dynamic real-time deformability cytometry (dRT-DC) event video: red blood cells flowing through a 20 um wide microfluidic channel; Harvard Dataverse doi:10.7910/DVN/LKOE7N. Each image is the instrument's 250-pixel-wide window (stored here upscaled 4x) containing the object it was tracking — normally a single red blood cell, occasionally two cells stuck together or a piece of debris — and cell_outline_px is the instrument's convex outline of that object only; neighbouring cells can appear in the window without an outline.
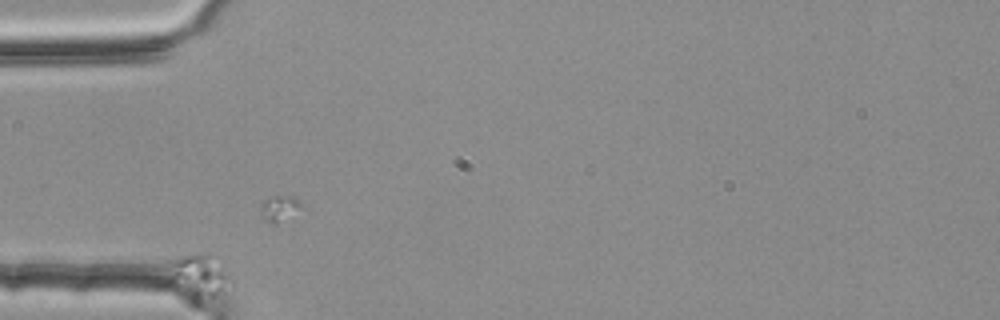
{"species": "common noctule bat (a hibernating species)", "species_latin": "Nyctalus noctula", "temperature_condition": "room temperature", "stored_images_in_passage": 3, "camera_frame_rate_fps": 3000, "um_per_image_px": 0.085, "animal": {"sex": "female", "body_mass_g": 25.1}, "frame": {"image": 1, "passage_image": 2, "time_ms": 0.333, "image_size_px": [1000, 320], "cell_outline_px": [[232, 284], [220, 296], [196, 300], [192, 300], [168, 280], [168, 264], [172, 260], [196, 252], [208, 252], [224, 264], [232, 276]], "centroid_in_image_um": [16.97, 23.44], "position_along_channel_um": 68.0, "area_um2": 16.53}}